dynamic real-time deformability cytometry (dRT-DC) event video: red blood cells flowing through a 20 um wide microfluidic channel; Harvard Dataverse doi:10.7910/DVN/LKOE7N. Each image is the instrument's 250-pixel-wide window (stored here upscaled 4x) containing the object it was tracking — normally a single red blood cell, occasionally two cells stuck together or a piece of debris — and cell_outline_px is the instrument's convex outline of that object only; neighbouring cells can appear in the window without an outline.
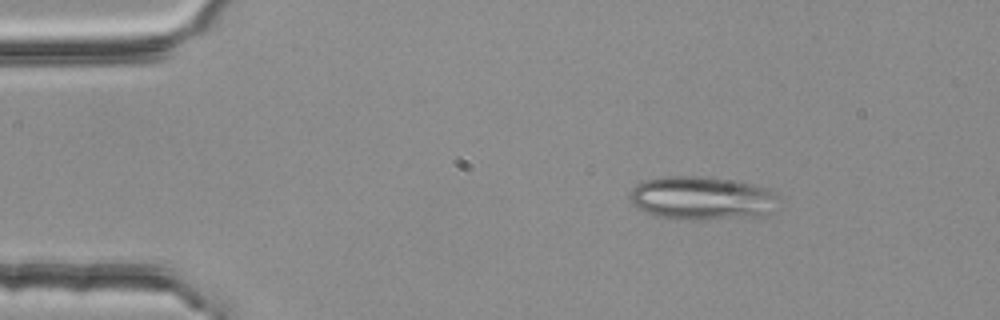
{"species": "common noctule bat (a hibernating species)", "species_latin": "Nyctalus noctula", "temperature_condition": "room temperature", "stored_images_in_passage": 2, "camera_frame_rate_fps": 3000, "um_per_image_px": 0.085, "animal": {"sex": "female", "body_mass_g": 25.1}, "frame": {"image": 1, "passage_image": 1, "time_ms": 0.0, "image_size_px": [1000, 320], "cell_outline_px": [[776, 196], [772, 212], [764, 220], [680, 220], [656, 216], [636, 208], [632, 204], [628, 196], [632, 188], [636, 184], [644, 180], [664, 176], [692, 176], [728, 180], [752, 184], [768, 188]], "centroid_in_image_um": [59.69, 16.91], "position_along_channel_um": 25.3, "area_um2": 38.84}}